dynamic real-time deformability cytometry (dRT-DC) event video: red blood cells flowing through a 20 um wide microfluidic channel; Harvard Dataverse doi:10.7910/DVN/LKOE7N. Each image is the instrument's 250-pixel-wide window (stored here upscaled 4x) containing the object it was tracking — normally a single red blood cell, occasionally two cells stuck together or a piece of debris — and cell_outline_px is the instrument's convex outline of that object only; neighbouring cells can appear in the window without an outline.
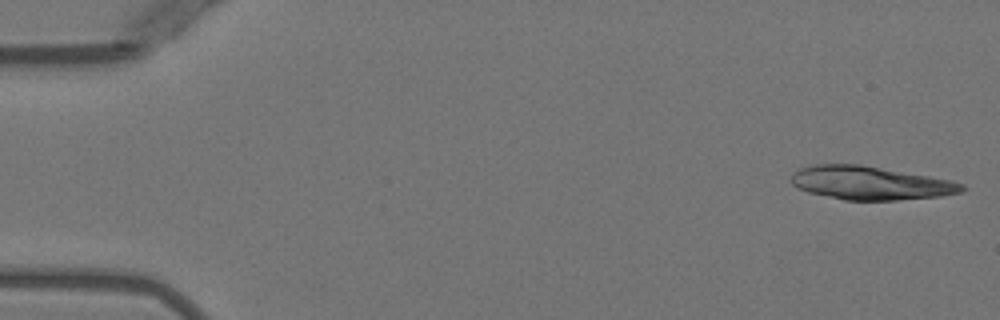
{"species": "Egyptian fruit bat (a non-hibernating species)", "species_latin": "Rousettus aegyptiacus", "temperature_condition": "warm", "stored_images_in_passage": 14, "camera_frame_rate_fps": 3000, "um_per_image_px": 0.085, "animal": {"sex": "female"}, "frame": {"image": 1, "passage_image": 1, "time_ms": 0.0, "image_size_px": [1000, 320], "cell_outline_px": [[968, 188], [960, 192], [940, 196], [896, 200], [844, 200], [808, 192], [796, 188], [788, 180], [800, 168], [816, 164], [860, 164], [952, 180], [964, 184]], "centroid_in_image_um": [73.97, 15.55], "position_along_channel_um": 11.0, "area_um2": 33.29}}